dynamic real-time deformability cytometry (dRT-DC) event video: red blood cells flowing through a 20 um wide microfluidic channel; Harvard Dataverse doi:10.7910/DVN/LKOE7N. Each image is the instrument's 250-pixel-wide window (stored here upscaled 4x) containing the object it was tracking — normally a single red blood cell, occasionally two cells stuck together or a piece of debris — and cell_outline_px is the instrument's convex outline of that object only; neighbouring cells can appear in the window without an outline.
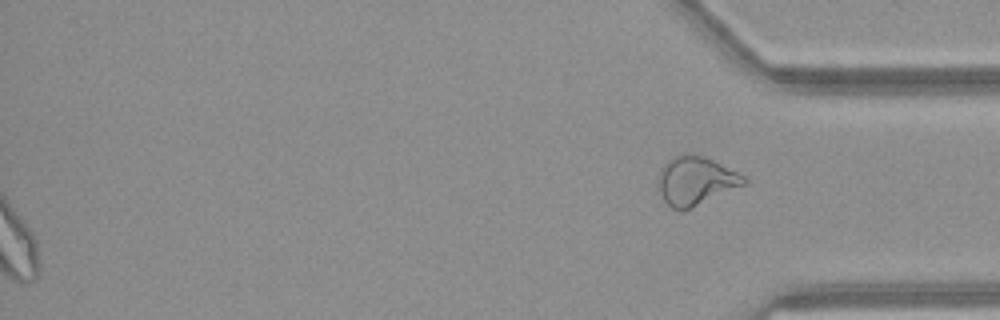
{"species": "common noctule bat (a hibernating species)", "species_latin": "Nyctalus noctula", "temperature_condition": "warm", "stored_images_in_passage": 52, "segment_of_instrument_passage": [2, 2], "camera_frame_rate_fps": 3000, "um_per_image_px": 0.085, "animal": {"sex": "female", "body_mass_g": 21.9}, "frame": {"image": 1, "passage_image": 52, "time_ms": 17.0, "image_size_px": [1000, 320], "cell_outline_px": [[748, 180], [744, 184], [688, 208], [672, 208], [664, 200], [660, 192], [660, 168], [672, 156], [680, 152], [684, 152], [704, 156], [744, 176]], "centroid_in_image_um": [59.1, 15.3], "position_along_channel_um": 376.1, "area_um2": 23.35}}